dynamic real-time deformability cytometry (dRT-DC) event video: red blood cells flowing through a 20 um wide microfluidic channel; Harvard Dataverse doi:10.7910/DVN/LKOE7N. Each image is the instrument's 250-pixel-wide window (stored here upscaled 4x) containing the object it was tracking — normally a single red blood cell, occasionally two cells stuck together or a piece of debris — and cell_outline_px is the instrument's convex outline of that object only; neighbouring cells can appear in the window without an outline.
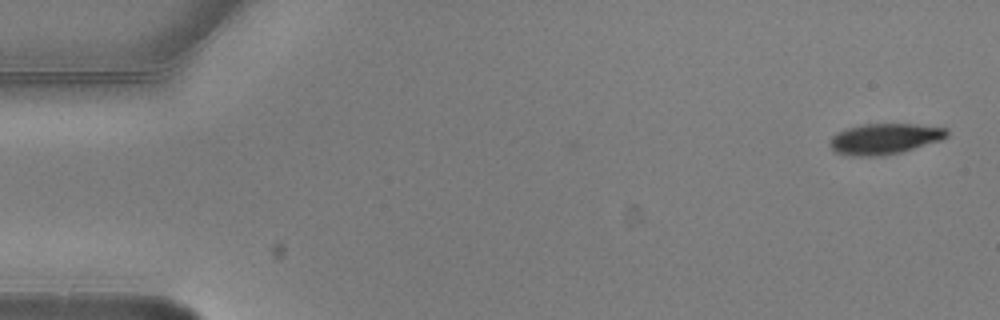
{"species": "common noctule bat (a hibernating species)", "species_latin": "Nyctalus noctula", "temperature_condition": "warm", "stored_images_in_passage": 5, "camera_frame_rate_fps": 3000, "um_per_image_px": 0.085, "animal": {"sex": "male", "body_mass_g": 20.5, "forearm_length_mm": 52.5}, "frame": {"image": 1, "passage_image": 1, "time_ms": 0.0, "image_size_px": [1000, 320], "cell_outline_px": [[948, 136], [940, 140], [900, 152], [884, 156], [852, 156], [836, 152], [828, 144], [832, 136], [836, 132], [844, 128], [864, 124], [916, 124], [948, 128]], "centroid_in_image_um": [75.16, 11.79], "position_along_channel_um": 9.8, "area_um2": 21.04}}
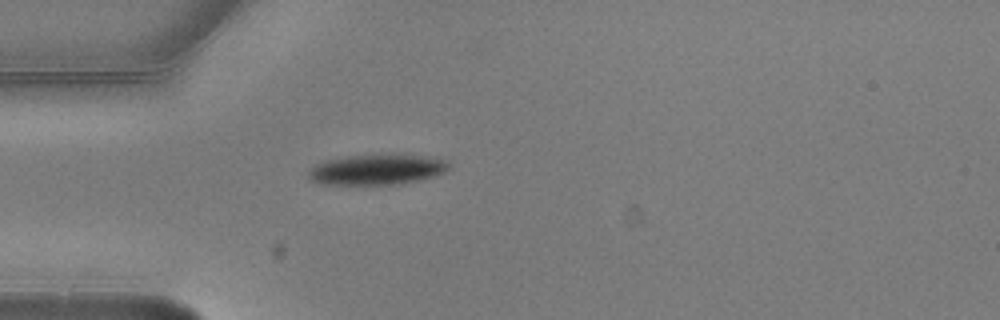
{"frame": {"image": 2, "passage_image": 5, "time_ms": 1.333, "image_size_px": [1000, 320], "cell_outline_px": [[448, 168], [444, 172], [436, 176], [420, 180], [400, 184], [320, 184], [308, 180], [308, 172], [316, 164], [328, 160], [348, 156], [404, 152], [432, 156], [448, 160]], "centroid_in_image_um": [32.12, 14.38], "position_along_channel_um": 52.9, "area_um2": 25.66}}